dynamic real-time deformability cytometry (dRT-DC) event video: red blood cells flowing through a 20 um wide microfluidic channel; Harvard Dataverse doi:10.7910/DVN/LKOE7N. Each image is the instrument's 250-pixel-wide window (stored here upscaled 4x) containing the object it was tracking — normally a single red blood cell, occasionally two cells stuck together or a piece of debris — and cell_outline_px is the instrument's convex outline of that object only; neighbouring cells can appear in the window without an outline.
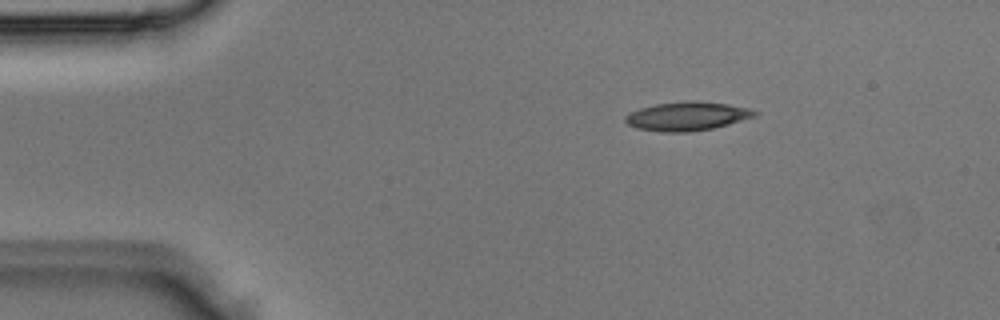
{"species": "Egyptian fruit bat (a non-hibernating species)", "species_latin": "Rousettus aegyptiacus", "temperature_condition": "room temperature", "stored_images_in_passage": 4, "camera_frame_rate_fps": 3000, "um_per_image_px": 0.085, "animal": {"sex": "male"}, "frame": {"image": 1, "passage_image": 4, "time_ms": 1.0, "image_size_px": [1000, 320], "cell_outline_px": [[760, 112], [756, 116], [728, 124], [712, 128], [688, 132], [660, 132], [636, 128], [628, 124], [624, 120], [624, 116], [628, 112], [640, 108], [656, 104], [688, 100], [696, 100], [728, 104], [748, 108]], "centroid_in_image_um": [58.38, 9.87], "position_along_channel_um": 26.6, "area_um2": 21.85}}